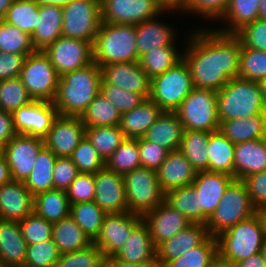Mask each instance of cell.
<instances>
[{"instance_id": "cell-1", "label": "cell", "mask_w": 266, "mask_h": 267, "mask_svg": "<svg viewBox=\"0 0 266 267\" xmlns=\"http://www.w3.org/2000/svg\"><path fill=\"white\" fill-rule=\"evenodd\" d=\"M188 37L182 59L195 88L217 92L238 76L242 43L235 34L196 28Z\"/></svg>"}, {"instance_id": "cell-2", "label": "cell", "mask_w": 266, "mask_h": 267, "mask_svg": "<svg viewBox=\"0 0 266 267\" xmlns=\"http://www.w3.org/2000/svg\"><path fill=\"white\" fill-rule=\"evenodd\" d=\"M101 80V68L94 61L61 75L53 101L58 115L81 116L100 92Z\"/></svg>"}, {"instance_id": "cell-3", "label": "cell", "mask_w": 266, "mask_h": 267, "mask_svg": "<svg viewBox=\"0 0 266 267\" xmlns=\"http://www.w3.org/2000/svg\"><path fill=\"white\" fill-rule=\"evenodd\" d=\"M217 114L219 123L266 114L259 82L239 77L230 79L217 91Z\"/></svg>"}, {"instance_id": "cell-4", "label": "cell", "mask_w": 266, "mask_h": 267, "mask_svg": "<svg viewBox=\"0 0 266 267\" xmlns=\"http://www.w3.org/2000/svg\"><path fill=\"white\" fill-rule=\"evenodd\" d=\"M92 50L93 61L100 67L114 63L139 62L135 25L101 21Z\"/></svg>"}, {"instance_id": "cell-5", "label": "cell", "mask_w": 266, "mask_h": 267, "mask_svg": "<svg viewBox=\"0 0 266 267\" xmlns=\"http://www.w3.org/2000/svg\"><path fill=\"white\" fill-rule=\"evenodd\" d=\"M216 238L218 260L234 266L239 261L260 253L266 235L262 220L256 213L232 226Z\"/></svg>"}, {"instance_id": "cell-6", "label": "cell", "mask_w": 266, "mask_h": 267, "mask_svg": "<svg viewBox=\"0 0 266 267\" xmlns=\"http://www.w3.org/2000/svg\"><path fill=\"white\" fill-rule=\"evenodd\" d=\"M256 213L257 210L252 204L246 184L243 180L234 179L205 225L209 235L217 237Z\"/></svg>"}, {"instance_id": "cell-7", "label": "cell", "mask_w": 266, "mask_h": 267, "mask_svg": "<svg viewBox=\"0 0 266 267\" xmlns=\"http://www.w3.org/2000/svg\"><path fill=\"white\" fill-rule=\"evenodd\" d=\"M193 88L189 68L182 59L163 74L151 79L149 98L163 112H175Z\"/></svg>"}, {"instance_id": "cell-8", "label": "cell", "mask_w": 266, "mask_h": 267, "mask_svg": "<svg viewBox=\"0 0 266 267\" xmlns=\"http://www.w3.org/2000/svg\"><path fill=\"white\" fill-rule=\"evenodd\" d=\"M184 130L215 132L220 128L217 114V92L202 88L193 90L175 111Z\"/></svg>"}, {"instance_id": "cell-9", "label": "cell", "mask_w": 266, "mask_h": 267, "mask_svg": "<svg viewBox=\"0 0 266 267\" xmlns=\"http://www.w3.org/2000/svg\"><path fill=\"white\" fill-rule=\"evenodd\" d=\"M123 178L129 212L143 216L164 201L155 170L139 167Z\"/></svg>"}, {"instance_id": "cell-10", "label": "cell", "mask_w": 266, "mask_h": 267, "mask_svg": "<svg viewBox=\"0 0 266 267\" xmlns=\"http://www.w3.org/2000/svg\"><path fill=\"white\" fill-rule=\"evenodd\" d=\"M19 77L33 100L54 101L60 76L43 51L27 55Z\"/></svg>"}, {"instance_id": "cell-11", "label": "cell", "mask_w": 266, "mask_h": 267, "mask_svg": "<svg viewBox=\"0 0 266 267\" xmlns=\"http://www.w3.org/2000/svg\"><path fill=\"white\" fill-rule=\"evenodd\" d=\"M62 11V36L93 45L101 23L100 0H73Z\"/></svg>"}, {"instance_id": "cell-12", "label": "cell", "mask_w": 266, "mask_h": 267, "mask_svg": "<svg viewBox=\"0 0 266 267\" xmlns=\"http://www.w3.org/2000/svg\"><path fill=\"white\" fill-rule=\"evenodd\" d=\"M43 53L49 58L59 76L84 68L93 62L90 42L64 36L47 46Z\"/></svg>"}, {"instance_id": "cell-13", "label": "cell", "mask_w": 266, "mask_h": 267, "mask_svg": "<svg viewBox=\"0 0 266 267\" xmlns=\"http://www.w3.org/2000/svg\"><path fill=\"white\" fill-rule=\"evenodd\" d=\"M101 21L114 24H139L161 16L158 0H100Z\"/></svg>"}, {"instance_id": "cell-14", "label": "cell", "mask_w": 266, "mask_h": 267, "mask_svg": "<svg viewBox=\"0 0 266 267\" xmlns=\"http://www.w3.org/2000/svg\"><path fill=\"white\" fill-rule=\"evenodd\" d=\"M44 147V139L17 134L6 145L1 147L14 181L24 180L30 175L35 159Z\"/></svg>"}, {"instance_id": "cell-15", "label": "cell", "mask_w": 266, "mask_h": 267, "mask_svg": "<svg viewBox=\"0 0 266 267\" xmlns=\"http://www.w3.org/2000/svg\"><path fill=\"white\" fill-rule=\"evenodd\" d=\"M142 221V216L131 212L106 214L101 231L93 242L104 257L115 256L125 244L132 230Z\"/></svg>"}, {"instance_id": "cell-16", "label": "cell", "mask_w": 266, "mask_h": 267, "mask_svg": "<svg viewBox=\"0 0 266 267\" xmlns=\"http://www.w3.org/2000/svg\"><path fill=\"white\" fill-rule=\"evenodd\" d=\"M12 115L17 134L44 139L58 112L53 102L33 100L28 105L17 109Z\"/></svg>"}, {"instance_id": "cell-17", "label": "cell", "mask_w": 266, "mask_h": 267, "mask_svg": "<svg viewBox=\"0 0 266 267\" xmlns=\"http://www.w3.org/2000/svg\"><path fill=\"white\" fill-rule=\"evenodd\" d=\"M85 137V125L80 116L58 115L44 138V146L56 157H71Z\"/></svg>"}, {"instance_id": "cell-18", "label": "cell", "mask_w": 266, "mask_h": 267, "mask_svg": "<svg viewBox=\"0 0 266 267\" xmlns=\"http://www.w3.org/2000/svg\"><path fill=\"white\" fill-rule=\"evenodd\" d=\"M235 178L217 172L199 171L191 185L199 201V223L206 224L215 211L229 184Z\"/></svg>"}, {"instance_id": "cell-19", "label": "cell", "mask_w": 266, "mask_h": 267, "mask_svg": "<svg viewBox=\"0 0 266 267\" xmlns=\"http://www.w3.org/2000/svg\"><path fill=\"white\" fill-rule=\"evenodd\" d=\"M155 247L186 229L192 222L165 200L142 216Z\"/></svg>"}, {"instance_id": "cell-20", "label": "cell", "mask_w": 266, "mask_h": 267, "mask_svg": "<svg viewBox=\"0 0 266 267\" xmlns=\"http://www.w3.org/2000/svg\"><path fill=\"white\" fill-rule=\"evenodd\" d=\"M93 201L106 214L128 212L123 175L105 167L97 171Z\"/></svg>"}, {"instance_id": "cell-21", "label": "cell", "mask_w": 266, "mask_h": 267, "mask_svg": "<svg viewBox=\"0 0 266 267\" xmlns=\"http://www.w3.org/2000/svg\"><path fill=\"white\" fill-rule=\"evenodd\" d=\"M100 68L105 83L149 98L151 79L142 70L139 62L114 63Z\"/></svg>"}, {"instance_id": "cell-22", "label": "cell", "mask_w": 266, "mask_h": 267, "mask_svg": "<svg viewBox=\"0 0 266 267\" xmlns=\"http://www.w3.org/2000/svg\"><path fill=\"white\" fill-rule=\"evenodd\" d=\"M34 196L21 181L0 186V219L22 221L33 213Z\"/></svg>"}, {"instance_id": "cell-23", "label": "cell", "mask_w": 266, "mask_h": 267, "mask_svg": "<svg viewBox=\"0 0 266 267\" xmlns=\"http://www.w3.org/2000/svg\"><path fill=\"white\" fill-rule=\"evenodd\" d=\"M156 173L160 188L165 194L171 190L191 185L197 171L178 149L168 153L165 161L156 170Z\"/></svg>"}, {"instance_id": "cell-24", "label": "cell", "mask_w": 266, "mask_h": 267, "mask_svg": "<svg viewBox=\"0 0 266 267\" xmlns=\"http://www.w3.org/2000/svg\"><path fill=\"white\" fill-rule=\"evenodd\" d=\"M209 233L205 224L192 223L170 239L156 247V257L165 266L170 260L203 243Z\"/></svg>"}, {"instance_id": "cell-25", "label": "cell", "mask_w": 266, "mask_h": 267, "mask_svg": "<svg viewBox=\"0 0 266 267\" xmlns=\"http://www.w3.org/2000/svg\"><path fill=\"white\" fill-rule=\"evenodd\" d=\"M27 246L19 222L0 219V261L3 267H24Z\"/></svg>"}, {"instance_id": "cell-26", "label": "cell", "mask_w": 266, "mask_h": 267, "mask_svg": "<svg viewBox=\"0 0 266 267\" xmlns=\"http://www.w3.org/2000/svg\"><path fill=\"white\" fill-rule=\"evenodd\" d=\"M264 170H266V138L235 144V179L243 180L248 175Z\"/></svg>"}, {"instance_id": "cell-27", "label": "cell", "mask_w": 266, "mask_h": 267, "mask_svg": "<svg viewBox=\"0 0 266 267\" xmlns=\"http://www.w3.org/2000/svg\"><path fill=\"white\" fill-rule=\"evenodd\" d=\"M138 57L164 46L175 45V29L156 17L135 25Z\"/></svg>"}, {"instance_id": "cell-28", "label": "cell", "mask_w": 266, "mask_h": 267, "mask_svg": "<svg viewBox=\"0 0 266 267\" xmlns=\"http://www.w3.org/2000/svg\"><path fill=\"white\" fill-rule=\"evenodd\" d=\"M162 112L154 101L145 98L139 106L121 114L119 128L126 138H143Z\"/></svg>"}, {"instance_id": "cell-29", "label": "cell", "mask_w": 266, "mask_h": 267, "mask_svg": "<svg viewBox=\"0 0 266 267\" xmlns=\"http://www.w3.org/2000/svg\"><path fill=\"white\" fill-rule=\"evenodd\" d=\"M63 11L58 5H39V21L31 35V42L36 51H43L47 46L62 36Z\"/></svg>"}, {"instance_id": "cell-30", "label": "cell", "mask_w": 266, "mask_h": 267, "mask_svg": "<svg viewBox=\"0 0 266 267\" xmlns=\"http://www.w3.org/2000/svg\"><path fill=\"white\" fill-rule=\"evenodd\" d=\"M183 133V124L177 114L175 112H162L143 138L157 143L170 152L180 148Z\"/></svg>"}, {"instance_id": "cell-31", "label": "cell", "mask_w": 266, "mask_h": 267, "mask_svg": "<svg viewBox=\"0 0 266 267\" xmlns=\"http://www.w3.org/2000/svg\"><path fill=\"white\" fill-rule=\"evenodd\" d=\"M115 257L131 264L143 263L156 257V247L143 220L132 230Z\"/></svg>"}, {"instance_id": "cell-32", "label": "cell", "mask_w": 266, "mask_h": 267, "mask_svg": "<svg viewBox=\"0 0 266 267\" xmlns=\"http://www.w3.org/2000/svg\"><path fill=\"white\" fill-rule=\"evenodd\" d=\"M219 130L234 144L266 138V114L222 121Z\"/></svg>"}, {"instance_id": "cell-33", "label": "cell", "mask_w": 266, "mask_h": 267, "mask_svg": "<svg viewBox=\"0 0 266 267\" xmlns=\"http://www.w3.org/2000/svg\"><path fill=\"white\" fill-rule=\"evenodd\" d=\"M234 147L220 130L212 132L207 146L208 171L234 177Z\"/></svg>"}, {"instance_id": "cell-34", "label": "cell", "mask_w": 266, "mask_h": 267, "mask_svg": "<svg viewBox=\"0 0 266 267\" xmlns=\"http://www.w3.org/2000/svg\"><path fill=\"white\" fill-rule=\"evenodd\" d=\"M33 212L55 223L70 215V204L66 191L51 189L34 195Z\"/></svg>"}, {"instance_id": "cell-35", "label": "cell", "mask_w": 266, "mask_h": 267, "mask_svg": "<svg viewBox=\"0 0 266 267\" xmlns=\"http://www.w3.org/2000/svg\"><path fill=\"white\" fill-rule=\"evenodd\" d=\"M52 240L60 254L80 250L93 243L70 215L53 223Z\"/></svg>"}, {"instance_id": "cell-36", "label": "cell", "mask_w": 266, "mask_h": 267, "mask_svg": "<svg viewBox=\"0 0 266 267\" xmlns=\"http://www.w3.org/2000/svg\"><path fill=\"white\" fill-rule=\"evenodd\" d=\"M56 158L45 146L38 153L30 175L23 182L33 196L54 189L53 168Z\"/></svg>"}, {"instance_id": "cell-37", "label": "cell", "mask_w": 266, "mask_h": 267, "mask_svg": "<svg viewBox=\"0 0 266 267\" xmlns=\"http://www.w3.org/2000/svg\"><path fill=\"white\" fill-rule=\"evenodd\" d=\"M261 0H230L227 9L221 18L228 23L226 28H217L224 34H235L244 25L259 19Z\"/></svg>"}, {"instance_id": "cell-38", "label": "cell", "mask_w": 266, "mask_h": 267, "mask_svg": "<svg viewBox=\"0 0 266 267\" xmlns=\"http://www.w3.org/2000/svg\"><path fill=\"white\" fill-rule=\"evenodd\" d=\"M212 132L184 130L179 150L197 171H208L207 146Z\"/></svg>"}, {"instance_id": "cell-39", "label": "cell", "mask_w": 266, "mask_h": 267, "mask_svg": "<svg viewBox=\"0 0 266 267\" xmlns=\"http://www.w3.org/2000/svg\"><path fill=\"white\" fill-rule=\"evenodd\" d=\"M217 260V238L209 236L203 243L170 260L164 267H211Z\"/></svg>"}, {"instance_id": "cell-40", "label": "cell", "mask_w": 266, "mask_h": 267, "mask_svg": "<svg viewBox=\"0 0 266 267\" xmlns=\"http://www.w3.org/2000/svg\"><path fill=\"white\" fill-rule=\"evenodd\" d=\"M80 118L85 127L119 126L121 113L99 92Z\"/></svg>"}, {"instance_id": "cell-41", "label": "cell", "mask_w": 266, "mask_h": 267, "mask_svg": "<svg viewBox=\"0 0 266 267\" xmlns=\"http://www.w3.org/2000/svg\"><path fill=\"white\" fill-rule=\"evenodd\" d=\"M105 215L106 213L94 201L70 205V216L92 242L101 231Z\"/></svg>"}, {"instance_id": "cell-42", "label": "cell", "mask_w": 266, "mask_h": 267, "mask_svg": "<svg viewBox=\"0 0 266 267\" xmlns=\"http://www.w3.org/2000/svg\"><path fill=\"white\" fill-rule=\"evenodd\" d=\"M85 137L95 147L104 162L126 139L119 126L85 127Z\"/></svg>"}, {"instance_id": "cell-43", "label": "cell", "mask_w": 266, "mask_h": 267, "mask_svg": "<svg viewBox=\"0 0 266 267\" xmlns=\"http://www.w3.org/2000/svg\"><path fill=\"white\" fill-rule=\"evenodd\" d=\"M176 46H164L151 50L140 57L139 64L150 79L163 74L182 60Z\"/></svg>"}, {"instance_id": "cell-44", "label": "cell", "mask_w": 266, "mask_h": 267, "mask_svg": "<svg viewBox=\"0 0 266 267\" xmlns=\"http://www.w3.org/2000/svg\"><path fill=\"white\" fill-rule=\"evenodd\" d=\"M2 20L31 36L38 26L39 5L34 0H14Z\"/></svg>"}, {"instance_id": "cell-45", "label": "cell", "mask_w": 266, "mask_h": 267, "mask_svg": "<svg viewBox=\"0 0 266 267\" xmlns=\"http://www.w3.org/2000/svg\"><path fill=\"white\" fill-rule=\"evenodd\" d=\"M139 167L138 139L132 138H126L105 162L106 169L122 175Z\"/></svg>"}, {"instance_id": "cell-46", "label": "cell", "mask_w": 266, "mask_h": 267, "mask_svg": "<svg viewBox=\"0 0 266 267\" xmlns=\"http://www.w3.org/2000/svg\"><path fill=\"white\" fill-rule=\"evenodd\" d=\"M33 101L20 77L0 81V109L14 113Z\"/></svg>"}, {"instance_id": "cell-47", "label": "cell", "mask_w": 266, "mask_h": 267, "mask_svg": "<svg viewBox=\"0 0 266 267\" xmlns=\"http://www.w3.org/2000/svg\"><path fill=\"white\" fill-rule=\"evenodd\" d=\"M35 51L28 33L0 20V52L27 56Z\"/></svg>"}, {"instance_id": "cell-48", "label": "cell", "mask_w": 266, "mask_h": 267, "mask_svg": "<svg viewBox=\"0 0 266 267\" xmlns=\"http://www.w3.org/2000/svg\"><path fill=\"white\" fill-rule=\"evenodd\" d=\"M164 200L192 223H199V201L192 185L165 193Z\"/></svg>"}, {"instance_id": "cell-49", "label": "cell", "mask_w": 266, "mask_h": 267, "mask_svg": "<svg viewBox=\"0 0 266 267\" xmlns=\"http://www.w3.org/2000/svg\"><path fill=\"white\" fill-rule=\"evenodd\" d=\"M237 77L257 82L266 78V51L242 45Z\"/></svg>"}, {"instance_id": "cell-50", "label": "cell", "mask_w": 266, "mask_h": 267, "mask_svg": "<svg viewBox=\"0 0 266 267\" xmlns=\"http://www.w3.org/2000/svg\"><path fill=\"white\" fill-rule=\"evenodd\" d=\"M102 251L91 243L87 247L60 255L54 267H104Z\"/></svg>"}, {"instance_id": "cell-51", "label": "cell", "mask_w": 266, "mask_h": 267, "mask_svg": "<svg viewBox=\"0 0 266 267\" xmlns=\"http://www.w3.org/2000/svg\"><path fill=\"white\" fill-rule=\"evenodd\" d=\"M60 252L52 239L27 246L24 267H54Z\"/></svg>"}, {"instance_id": "cell-52", "label": "cell", "mask_w": 266, "mask_h": 267, "mask_svg": "<svg viewBox=\"0 0 266 267\" xmlns=\"http://www.w3.org/2000/svg\"><path fill=\"white\" fill-rule=\"evenodd\" d=\"M71 159L80 173L95 174L105 167V162L86 137L75 148Z\"/></svg>"}, {"instance_id": "cell-53", "label": "cell", "mask_w": 266, "mask_h": 267, "mask_svg": "<svg viewBox=\"0 0 266 267\" xmlns=\"http://www.w3.org/2000/svg\"><path fill=\"white\" fill-rule=\"evenodd\" d=\"M100 92L107 98L121 114L139 106L145 97L142 94L126 91L125 89L105 83L101 80Z\"/></svg>"}, {"instance_id": "cell-54", "label": "cell", "mask_w": 266, "mask_h": 267, "mask_svg": "<svg viewBox=\"0 0 266 267\" xmlns=\"http://www.w3.org/2000/svg\"><path fill=\"white\" fill-rule=\"evenodd\" d=\"M19 226L27 245L52 239L53 223L34 212L20 221Z\"/></svg>"}, {"instance_id": "cell-55", "label": "cell", "mask_w": 266, "mask_h": 267, "mask_svg": "<svg viewBox=\"0 0 266 267\" xmlns=\"http://www.w3.org/2000/svg\"><path fill=\"white\" fill-rule=\"evenodd\" d=\"M69 204L91 202L95 196V174L79 173L66 190Z\"/></svg>"}, {"instance_id": "cell-56", "label": "cell", "mask_w": 266, "mask_h": 267, "mask_svg": "<svg viewBox=\"0 0 266 267\" xmlns=\"http://www.w3.org/2000/svg\"><path fill=\"white\" fill-rule=\"evenodd\" d=\"M235 35L243 46L266 51V20L257 19L244 25Z\"/></svg>"}, {"instance_id": "cell-57", "label": "cell", "mask_w": 266, "mask_h": 267, "mask_svg": "<svg viewBox=\"0 0 266 267\" xmlns=\"http://www.w3.org/2000/svg\"><path fill=\"white\" fill-rule=\"evenodd\" d=\"M141 167L157 170L165 161L169 151L157 143L138 138Z\"/></svg>"}, {"instance_id": "cell-58", "label": "cell", "mask_w": 266, "mask_h": 267, "mask_svg": "<svg viewBox=\"0 0 266 267\" xmlns=\"http://www.w3.org/2000/svg\"><path fill=\"white\" fill-rule=\"evenodd\" d=\"M230 0H189L184 12L204 17L203 19L220 20ZM196 13V14H195Z\"/></svg>"}, {"instance_id": "cell-59", "label": "cell", "mask_w": 266, "mask_h": 267, "mask_svg": "<svg viewBox=\"0 0 266 267\" xmlns=\"http://www.w3.org/2000/svg\"><path fill=\"white\" fill-rule=\"evenodd\" d=\"M79 173L71 157H57L53 168L54 189L66 191Z\"/></svg>"}, {"instance_id": "cell-60", "label": "cell", "mask_w": 266, "mask_h": 267, "mask_svg": "<svg viewBox=\"0 0 266 267\" xmlns=\"http://www.w3.org/2000/svg\"><path fill=\"white\" fill-rule=\"evenodd\" d=\"M243 181L256 210L266 206V170L248 175Z\"/></svg>"}, {"instance_id": "cell-61", "label": "cell", "mask_w": 266, "mask_h": 267, "mask_svg": "<svg viewBox=\"0 0 266 267\" xmlns=\"http://www.w3.org/2000/svg\"><path fill=\"white\" fill-rule=\"evenodd\" d=\"M26 57L21 54L0 52V81L18 77Z\"/></svg>"}, {"instance_id": "cell-62", "label": "cell", "mask_w": 266, "mask_h": 267, "mask_svg": "<svg viewBox=\"0 0 266 267\" xmlns=\"http://www.w3.org/2000/svg\"><path fill=\"white\" fill-rule=\"evenodd\" d=\"M16 135L12 113L0 109V148Z\"/></svg>"}, {"instance_id": "cell-63", "label": "cell", "mask_w": 266, "mask_h": 267, "mask_svg": "<svg viewBox=\"0 0 266 267\" xmlns=\"http://www.w3.org/2000/svg\"><path fill=\"white\" fill-rule=\"evenodd\" d=\"M104 267H164V266L157 257L143 263L131 264L121 261L117 259L115 256H110L104 259Z\"/></svg>"}, {"instance_id": "cell-64", "label": "cell", "mask_w": 266, "mask_h": 267, "mask_svg": "<svg viewBox=\"0 0 266 267\" xmlns=\"http://www.w3.org/2000/svg\"><path fill=\"white\" fill-rule=\"evenodd\" d=\"M160 6L164 9V10H169L172 12L175 11H180L181 12L185 11L189 5V0H158Z\"/></svg>"}, {"instance_id": "cell-65", "label": "cell", "mask_w": 266, "mask_h": 267, "mask_svg": "<svg viewBox=\"0 0 266 267\" xmlns=\"http://www.w3.org/2000/svg\"><path fill=\"white\" fill-rule=\"evenodd\" d=\"M235 267H266V261L263 259L261 253H257L248 259L239 261L234 265Z\"/></svg>"}, {"instance_id": "cell-66", "label": "cell", "mask_w": 266, "mask_h": 267, "mask_svg": "<svg viewBox=\"0 0 266 267\" xmlns=\"http://www.w3.org/2000/svg\"><path fill=\"white\" fill-rule=\"evenodd\" d=\"M12 181L11 171L0 149V186Z\"/></svg>"}, {"instance_id": "cell-67", "label": "cell", "mask_w": 266, "mask_h": 267, "mask_svg": "<svg viewBox=\"0 0 266 267\" xmlns=\"http://www.w3.org/2000/svg\"><path fill=\"white\" fill-rule=\"evenodd\" d=\"M38 5H58L65 6L73 0H34Z\"/></svg>"}, {"instance_id": "cell-68", "label": "cell", "mask_w": 266, "mask_h": 267, "mask_svg": "<svg viewBox=\"0 0 266 267\" xmlns=\"http://www.w3.org/2000/svg\"><path fill=\"white\" fill-rule=\"evenodd\" d=\"M14 0H0V20L3 19Z\"/></svg>"}, {"instance_id": "cell-69", "label": "cell", "mask_w": 266, "mask_h": 267, "mask_svg": "<svg viewBox=\"0 0 266 267\" xmlns=\"http://www.w3.org/2000/svg\"><path fill=\"white\" fill-rule=\"evenodd\" d=\"M257 214L259 215L260 219L262 220L264 232L266 235V206L257 209Z\"/></svg>"}, {"instance_id": "cell-70", "label": "cell", "mask_w": 266, "mask_h": 267, "mask_svg": "<svg viewBox=\"0 0 266 267\" xmlns=\"http://www.w3.org/2000/svg\"><path fill=\"white\" fill-rule=\"evenodd\" d=\"M259 18L266 20V0H261L260 2Z\"/></svg>"}, {"instance_id": "cell-71", "label": "cell", "mask_w": 266, "mask_h": 267, "mask_svg": "<svg viewBox=\"0 0 266 267\" xmlns=\"http://www.w3.org/2000/svg\"><path fill=\"white\" fill-rule=\"evenodd\" d=\"M259 85H260V88H261V94H262V97H263V101H264V104L266 106V78L261 79L259 81Z\"/></svg>"}, {"instance_id": "cell-72", "label": "cell", "mask_w": 266, "mask_h": 267, "mask_svg": "<svg viewBox=\"0 0 266 267\" xmlns=\"http://www.w3.org/2000/svg\"><path fill=\"white\" fill-rule=\"evenodd\" d=\"M211 267H235L217 260Z\"/></svg>"}, {"instance_id": "cell-73", "label": "cell", "mask_w": 266, "mask_h": 267, "mask_svg": "<svg viewBox=\"0 0 266 267\" xmlns=\"http://www.w3.org/2000/svg\"><path fill=\"white\" fill-rule=\"evenodd\" d=\"M260 253L262 254L263 259L266 261V238L264 239Z\"/></svg>"}]
</instances>
